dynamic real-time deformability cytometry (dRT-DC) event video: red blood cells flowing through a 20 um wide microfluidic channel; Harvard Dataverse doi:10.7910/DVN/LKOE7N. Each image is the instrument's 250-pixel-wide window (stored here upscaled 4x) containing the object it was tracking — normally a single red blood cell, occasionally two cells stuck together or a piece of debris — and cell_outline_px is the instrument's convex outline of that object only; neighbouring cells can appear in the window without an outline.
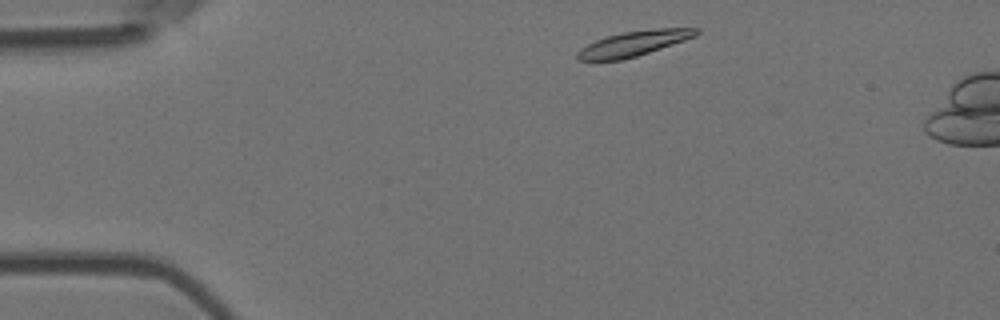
{"species": "Egyptian fruit bat (a non-hibernating species)", "species_latin": "Rousettus aegyptiacus", "temperature_condition": "room temperature", "stored_images_in_passage": 8, "camera_frame_rate_fps": 3000, "um_per_image_px": 0.085, "animal": {"sex": "female"}, "frame": {"image": 1, "passage_image": 1, "time_ms": 0.0, "image_size_px": [1000, 320], "cell_outline_px": [[700, 32], [696, 36], [636, 56], [620, 60], [576, 60], [576, 52], [580, 48], [596, 40], [608, 36], [624, 32], [656, 28], [700, 28]], "centroid_in_image_um": [53.85, 3.69], "position_along_channel_um": 31.1, "area_um2": 17.11}}
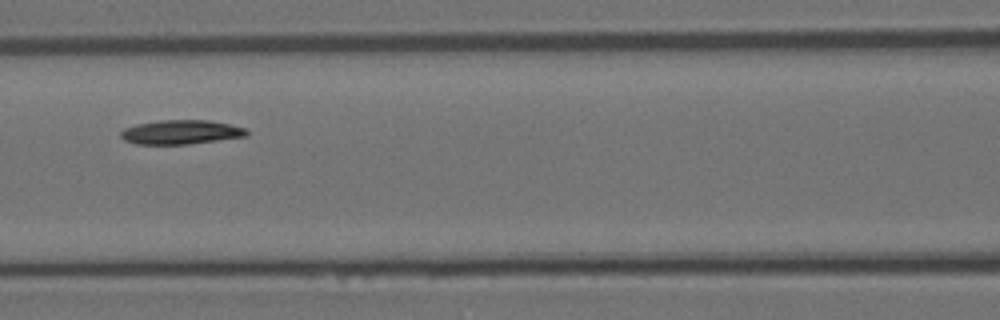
{"frame": {"image": 2, "passage_image": 5, "time_ms": 1.333, "image_size_px": [1000, 320], "cell_outline_px": [[248, 136], [188, 144], [136, 144], [124, 140], [120, 136], [120, 132], [124, 128], [136, 124], [160, 120], [208, 120], [248, 128]], "centroid_in_image_um": [15.38, 11.23], "position_along_channel_um": 151.2, "area_um2": 17.8}}
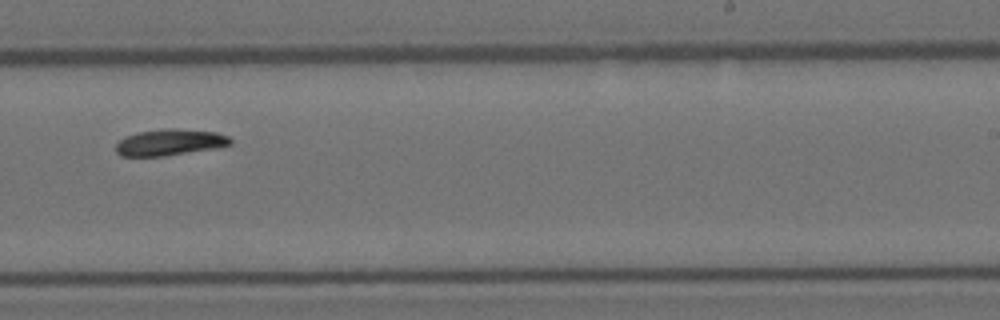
{"frame": {"image": 3, "passage_image": 8, "time_ms": 2.333, "image_size_px": [1000, 320], "cell_outline_px": [[232, 144], [216, 148], [164, 156], [120, 156], [116, 152], [116, 144], [124, 136], [136, 132], [164, 128], [176, 128], [216, 132], [228, 136], [232, 140]], "centroid_in_image_um": [14.42, 12.09], "position_along_channel_um": 274.6, "area_um2": 17.74}}